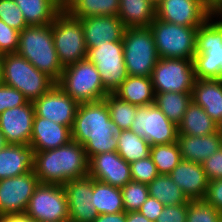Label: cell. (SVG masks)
<instances>
[{"mask_svg":"<svg viewBox=\"0 0 222 222\" xmlns=\"http://www.w3.org/2000/svg\"><path fill=\"white\" fill-rule=\"evenodd\" d=\"M116 133L104 100L79 103L71 135L73 141L83 145L88 159L96 154L117 151Z\"/></svg>","mask_w":222,"mask_h":222,"instance_id":"6da1fadb","label":"cell"},{"mask_svg":"<svg viewBox=\"0 0 222 222\" xmlns=\"http://www.w3.org/2000/svg\"><path fill=\"white\" fill-rule=\"evenodd\" d=\"M33 171L39 183L64 185L88 175L89 159L83 145L71 140L56 149L35 151Z\"/></svg>","mask_w":222,"mask_h":222,"instance_id":"7a4b0ae2","label":"cell"},{"mask_svg":"<svg viewBox=\"0 0 222 222\" xmlns=\"http://www.w3.org/2000/svg\"><path fill=\"white\" fill-rule=\"evenodd\" d=\"M17 53L57 82L63 72L53 42L52 26H27L19 34Z\"/></svg>","mask_w":222,"mask_h":222,"instance_id":"3957f363","label":"cell"},{"mask_svg":"<svg viewBox=\"0 0 222 222\" xmlns=\"http://www.w3.org/2000/svg\"><path fill=\"white\" fill-rule=\"evenodd\" d=\"M196 79H222V16H211L197 31Z\"/></svg>","mask_w":222,"mask_h":222,"instance_id":"277c9868","label":"cell"},{"mask_svg":"<svg viewBox=\"0 0 222 222\" xmlns=\"http://www.w3.org/2000/svg\"><path fill=\"white\" fill-rule=\"evenodd\" d=\"M3 83L20 91L33 102L56 82L18 53L2 55Z\"/></svg>","mask_w":222,"mask_h":222,"instance_id":"5b68a950","label":"cell"},{"mask_svg":"<svg viewBox=\"0 0 222 222\" xmlns=\"http://www.w3.org/2000/svg\"><path fill=\"white\" fill-rule=\"evenodd\" d=\"M56 84L78 103L101 101L108 94L95 64L87 57L64 68Z\"/></svg>","mask_w":222,"mask_h":222,"instance_id":"8992f818","label":"cell"},{"mask_svg":"<svg viewBox=\"0 0 222 222\" xmlns=\"http://www.w3.org/2000/svg\"><path fill=\"white\" fill-rule=\"evenodd\" d=\"M159 58L193 60L198 28L185 27L155 18L149 25Z\"/></svg>","mask_w":222,"mask_h":222,"instance_id":"52a82bcc","label":"cell"},{"mask_svg":"<svg viewBox=\"0 0 222 222\" xmlns=\"http://www.w3.org/2000/svg\"><path fill=\"white\" fill-rule=\"evenodd\" d=\"M51 26L54 47L63 69L87 57L84 30L79 18L61 10Z\"/></svg>","mask_w":222,"mask_h":222,"instance_id":"ba28073f","label":"cell"},{"mask_svg":"<svg viewBox=\"0 0 222 222\" xmlns=\"http://www.w3.org/2000/svg\"><path fill=\"white\" fill-rule=\"evenodd\" d=\"M122 42L128 75L151 77L159 57L149 27L126 28Z\"/></svg>","mask_w":222,"mask_h":222,"instance_id":"9c48e42d","label":"cell"},{"mask_svg":"<svg viewBox=\"0 0 222 222\" xmlns=\"http://www.w3.org/2000/svg\"><path fill=\"white\" fill-rule=\"evenodd\" d=\"M87 58L95 64L100 73L104 90L113 94L128 77L124 62L123 42L112 41L87 50Z\"/></svg>","mask_w":222,"mask_h":222,"instance_id":"30bf717a","label":"cell"},{"mask_svg":"<svg viewBox=\"0 0 222 222\" xmlns=\"http://www.w3.org/2000/svg\"><path fill=\"white\" fill-rule=\"evenodd\" d=\"M25 214L35 222H69L63 186L39 183L30 198Z\"/></svg>","mask_w":222,"mask_h":222,"instance_id":"8fae6325","label":"cell"},{"mask_svg":"<svg viewBox=\"0 0 222 222\" xmlns=\"http://www.w3.org/2000/svg\"><path fill=\"white\" fill-rule=\"evenodd\" d=\"M151 80L155 93L192 92L197 80L193 60L159 58Z\"/></svg>","mask_w":222,"mask_h":222,"instance_id":"7c38bea8","label":"cell"},{"mask_svg":"<svg viewBox=\"0 0 222 222\" xmlns=\"http://www.w3.org/2000/svg\"><path fill=\"white\" fill-rule=\"evenodd\" d=\"M130 130L146 139L150 146L177 142L178 126L155 104L137 106V113Z\"/></svg>","mask_w":222,"mask_h":222,"instance_id":"4fadbf2b","label":"cell"},{"mask_svg":"<svg viewBox=\"0 0 222 222\" xmlns=\"http://www.w3.org/2000/svg\"><path fill=\"white\" fill-rule=\"evenodd\" d=\"M32 170L26 174L0 180V216L23 214L37 185Z\"/></svg>","mask_w":222,"mask_h":222,"instance_id":"5bb4252c","label":"cell"},{"mask_svg":"<svg viewBox=\"0 0 222 222\" xmlns=\"http://www.w3.org/2000/svg\"><path fill=\"white\" fill-rule=\"evenodd\" d=\"M210 17L206 0H162L156 5V18L185 27L199 28Z\"/></svg>","mask_w":222,"mask_h":222,"instance_id":"9a60e30c","label":"cell"},{"mask_svg":"<svg viewBox=\"0 0 222 222\" xmlns=\"http://www.w3.org/2000/svg\"><path fill=\"white\" fill-rule=\"evenodd\" d=\"M33 105L35 116L72 128L79 103L55 84Z\"/></svg>","mask_w":222,"mask_h":222,"instance_id":"2e32d148","label":"cell"},{"mask_svg":"<svg viewBox=\"0 0 222 222\" xmlns=\"http://www.w3.org/2000/svg\"><path fill=\"white\" fill-rule=\"evenodd\" d=\"M62 186L67 198L69 222H93L99 215L92 204L93 177L72 179Z\"/></svg>","mask_w":222,"mask_h":222,"instance_id":"e0dca14e","label":"cell"},{"mask_svg":"<svg viewBox=\"0 0 222 222\" xmlns=\"http://www.w3.org/2000/svg\"><path fill=\"white\" fill-rule=\"evenodd\" d=\"M88 175L95 180L122 188L132 181L130 164L117 151L96 154L89 159Z\"/></svg>","mask_w":222,"mask_h":222,"instance_id":"ac0fdd59","label":"cell"},{"mask_svg":"<svg viewBox=\"0 0 222 222\" xmlns=\"http://www.w3.org/2000/svg\"><path fill=\"white\" fill-rule=\"evenodd\" d=\"M35 109L33 102L9 108L0 114V131L8 144L29 145Z\"/></svg>","mask_w":222,"mask_h":222,"instance_id":"d6986e66","label":"cell"},{"mask_svg":"<svg viewBox=\"0 0 222 222\" xmlns=\"http://www.w3.org/2000/svg\"><path fill=\"white\" fill-rule=\"evenodd\" d=\"M84 30L87 50L96 48L104 41L112 42L123 39L125 25L118 16H94L80 19Z\"/></svg>","mask_w":222,"mask_h":222,"instance_id":"ffe728a7","label":"cell"},{"mask_svg":"<svg viewBox=\"0 0 222 222\" xmlns=\"http://www.w3.org/2000/svg\"><path fill=\"white\" fill-rule=\"evenodd\" d=\"M169 176L189 200L205 198L209 180L201 163L182 159Z\"/></svg>","mask_w":222,"mask_h":222,"instance_id":"44dd1931","label":"cell"},{"mask_svg":"<svg viewBox=\"0 0 222 222\" xmlns=\"http://www.w3.org/2000/svg\"><path fill=\"white\" fill-rule=\"evenodd\" d=\"M72 140L71 128L48 119L34 116L29 145L35 151L56 149Z\"/></svg>","mask_w":222,"mask_h":222,"instance_id":"7402d4cb","label":"cell"},{"mask_svg":"<svg viewBox=\"0 0 222 222\" xmlns=\"http://www.w3.org/2000/svg\"><path fill=\"white\" fill-rule=\"evenodd\" d=\"M35 150L30 145L7 144L0 150V180L34 170Z\"/></svg>","mask_w":222,"mask_h":222,"instance_id":"603a6c76","label":"cell"},{"mask_svg":"<svg viewBox=\"0 0 222 222\" xmlns=\"http://www.w3.org/2000/svg\"><path fill=\"white\" fill-rule=\"evenodd\" d=\"M177 143L183 160L202 163L222 147V137L218 132L206 136L178 134Z\"/></svg>","mask_w":222,"mask_h":222,"instance_id":"cb8c5ba5","label":"cell"},{"mask_svg":"<svg viewBox=\"0 0 222 222\" xmlns=\"http://www.w3.org/2000/svg\"><path fill=\"white\" fill-rule=\"evenodd\" d=\"M192 101L218 124L222 120V79H197L192 88Z\"/></svg>","mask_w":222,"mask_h":222,"instance_id":"d4e9b609","label":"cell"},{"mask_svg":"<svg viewBox=\"0 0 222 222\" xmlns=\"http://www.w3.org/2000/svg\"><path fill=\"white\" fill-rule=\"evenodd\" d=\"M113 94L139 107L152 105L155 101L151 77L128 75Z\"/></svg>","mask_w":222,"mask_h":222,"instance_id":"484cf974","label":"cell"},{"mask_svg":"<svg viewBox=\"0 0 222 222\" xmlns=\"http://www.w3.org/2000/svg\"><path fill=\"white\" fill-rule=\"evenodd\" d=\"M118 17L126 28H148L156 18L151 0H120Z\"/></svg>","mask_w":222,"mask_h":222,"instance_id":"4316f807","label":"cell"},{"mask_svg":"<svg viewBox=\"0 0 222 222\" xmlns=\"http://www.w3.org/2000/svg\"><path fill=\"white\" fill-rule=\"evenodd\" d=\"M216 132H218L217 123L201 106L191 101L182 121L178 124V134L206 136Z\"/></svg>","mask_w":222,"mask_h":222,"instance_id":"83f0119b","label":"cell"},{"mask_svg":"<svg viewBox=\"0 0 222 222\" xmlns=\"http://www.w3.org/2000/svg\"><path fill=\"white\" fill-rule=\"evenodd\" d=\"M28 26L52 24L61 11L56 0H14Z\"/></svg>","mask_w":222,"mask_h":222,"instance_id":"f1b7e54d","label":"cell"},{"mask_svg":"<svg viewBox=\"0 0 222 222\" xmlns=\"http://www.w3.org/2000/svg\"><path fill=\"white\" fill-rule=\"evenodd\" d=\"M92 204L98 214L122 212L124 204L121 188L97 181L93 178Z\"/></svg>","mask_w":222,"mask_h":222,"instance_id":"f546056e","label":"cell"},{"mask_svg":"<svg viewBox=\"0 0 222 222\" xmlns=\"http://www.w3.org/2000/svg\"><path fill=\"white\" fill-rule=\"evenodd\" d=\"M191 101L192 92H165L155 93L154 104L178 126Z\"/></svg>","mask_w":222,"mask_h":222,"instance_id":"4dcf8cb0","label":"cell"},{"mask_svg":"<svg viewBox=\"0 0 222 222\" xmlns=\"http://www.w3.org/2000/svg\"><path fill=\"white\" fill-rule=\"evenodd\" d=\"M118 139L117 153L129 164L150 156V144L132 130L116 133Z\"/></svg>","mask_w":222,"mask_h":222,"instance_id":"1f68e13d","label":"cell"},{"mask_svg":"<svg viewBox=\"0 0 222 222\" xmlns=\"http://www.w3.org/2000/svg\"><path fill=\"white\" fill-rule=\"evenodd\" d=\"M148 191L165 206L188 204L190 201L169 175L159 174L148 184Z\"/></svg>","mask_w":222,"mask_h":222,"instance_id":"d6a6232c","label":"cell"},{"mask_svg":"<svg viewBox=\"0 0 222 222\" xmlns=\"http://www.w3.org/2000/svg\"><path fill=\"white\" fill-rule=\"evenodd\" d=\"M120 0H76L67 11L76 18L118 16Z\"/></svg>","mask_w":222,"mask_h":222,"instance_id":"836d02e7","label":"cell"},{"mask_svg":"<svg viewBox=\"0 0 222 222\" xmlns=\"http://www.w3.org/2000/svg\"><path fill=\"white\" fill-rule=\"evenodd\" d=\"M109 109L110 119L118 131L130 130L137 113V106L119 99L114 94H107L104 99Z\"/></svg>","mask_w":222,"mask_h":222,"instance_id":"e575fe53","label":"cell"},{"mask_svg":"<svg viewBox=\"0 0 222 222\" xmlns=\"http://www.w3.org/2000/svg\"><path fill=\"white\" fill-rule=\"evenodd\" d=\"M150 156L158 173L164 175H169L182 160L177 142L150 146Z\"/></svg>","mask_w":222,"mask_h":222,"instance_id":"d590c367","label":"cell"},{"mask_svg":"<svg viewBox=\"0 0 222 222\" xmlns=\"http://www.w3.org/2000/svg\"><path fill=\"white\" fill-rule=\"evenodd\" d=\"M125 212L138 211L149 197L148 185L130 181L121 188Z\"/></svg>","mask_w":222,"mask_h":222,"instance_id":"8d00e7d4","label":"cell"},{"mask_svg":"<svg viewBox=\"0 0 222 222\" xmlns=\"http://www.w3.org/2000/svg\"><path fill=\"white\" fill-rule=\"evenodd\" d=\"M222 214L204 199L190 200L186 222H220Z\"/></svg>","mask_w":222,"mask_h":222,"instance_id":"74e56055","label":"cell"},{"mask_svg":"<svg viewBox=\"0 0 222 222\" xmlns=\"http://www.w3.org/2000/svg\"><path fill=\"white\" fill-rule=\"evenodd\" d=\"M0 20L19 32L28 26L14 0H0Z\"/></svg>","mask_w":222,"mask_h":222,"instance_id":"f35d334b","label":"cell"},{"mask_svg":"<svg viewBox=\"0 0 222 222\" xmlns=\"http://www.w3.org/2000/svg\"><path fill=\"white\" fill-rule=\"evenodd\" d=\"M130 172L132 181L147 185L159 175L151 156L132 162Z\"/></svg>","mask_w":222,"mask_h":222,"instance_id":"ab89813d","label":"cell"},{"mask_svg":"<svg viewBox=\"0 0 222 222\" xmlns=\"http://www.w3.org/2000/svg\"><path fill=\"white\" fill-rule=\"evenodd\" d=\"M19 31L0 20V54L17 53L19 48Z\"/></svg>","mask_w":222,"mask_h":222,"instance_id":"60d3db41","label":"cell"},{"mask_svg":"<svg viewBox=\"0 0 222 222\" xmlns=\"http://www.w3.org/2000/svg\"><path fill=\"white\" fill-rule=\"evenodd\" d=\"M28 99L17 89L0 84V114L9 109L27 104Z\"/></svg>","mask_w":222,"mask_h":222,"instance_id":"b9f144b4","label":"cell"},{"mask_svg":"<svg viewBox=\"0 0 222 222\" xmlns=\"http://www.w3.org/2000/svg\"><path fill=\"white\" fill-rule=\"evenodd\" d=\"M201 164L209 181L222 179V147Z\"/></svg>","mask_w":222,"mask_h":222,"instance_id":"7bdbcfd3","label":"cell"},{"mask_svg":"<svg viewBox=\"0 0 222 222\" xmlns=\"http://www.w3.org/2000/svg\"><path fill=\"white\" fill-rule=\"evenodd\" d=\"M187 204L165 206L155 222H186Z\"/></svg>","mask_w":222,"mask_h":222,"instance_id":"ee69618b","label":"cell"},{"mask_svg":"<svg viewBox=\"0 0 222 222\" xmlns=\"http://www.w3.org/2000/svg\"><path fill=\"white\" fill-rule=\"evenodd\" d=\"M204 200L222 214V179L209 181Z\"/></svg>","mask_w":222,"mask_h":222,"instance_id":"f6af8a7d","label":"cell"},{"mask_svg":"<svg viewBox=\"0 0 222 222\" xmlns=\"http://www.w3.org/2000/svg\"><path fill=\"white\" fill-rule=\"evenodd\" d=\"M164 207L165 205L163 203L149 195L138 211L147 219L155 222L163 211Z\"/></svg>","mask_w":222,"mask_h":222,"instance_id":"bcb514c9","label":"cell"},{"mask_svg":"<svg viewBox=\"0 0 222 222\" xmlns=\"http://www.w3.org/2000/svg\"><path fill=\"white\" fill-rule=\"evenodd\" d=\"M93 222H126V212L99 214Z\"/></svg>","mask_w":222,"mask_h":222,"instance_id":"7dc6e473","label":"cell"},{"mask_svg":"<svg viewBox=\"0 0 222 222\" xmlns=\"http://www.w3.org/2000/svg\"><path fill=\"white\" fill-rule=\"evenodd\" d=\"M206 7L211 16H222V0H206Z\"/></svg>","mask_w":222,"mask_h":222,"instance_id":"c3c4849f","label":"cell"},{"mask_svg":"<svg viewBox=\"0 0 222 222\" xmlns=\"http://www.w3.org/2000/svg\"><path fill=\"white\" fill-rule=\"evenodd\" d=\"M0 222H35L32 218L27 216L25 213L9 215V216H0Z\"/></svg>","mask_w":222,"mask_h":222,"instance_id":"681fc988","label":"cell"},{"mask_svg":"<svg viewBox=\"0 0 222 222\" xmlns=\"http://www.w3.org/2000/svg\"><path fill=\"white\" fill-rule=\"evenodd\" d=\"M126 222H153L147 219L139 211L126 212Z\"/></svg>","mask_w":222,"mask_h":222,"instance_id":"f907efd6","label":"cell"},{"mask_svg":"<svg viewBox=\"0 0 222 222\" xmlns=\"http://www.w3.org/2000/svg\"><path fill=\"white\" fill-rule=\"evenodd\" d=\"M60 10H67L76 0H56Z\"/></svg>","mask_w":222,"mask_h":222,"instance_id":"816d5d0a","label":"cell"},{"mask_svg":"<svg viewBox=\"0 0 222 222\" xmlns=\"http://www.w3.org/2000/svg\"><path fill=\"white\" fill-rule=\"evenodd\" d=\"M8 143L5 140V137L3 136V134L0 131V150L2 148H4Z\"/></svg>","mask_w":222,"mask_h":222,"instance_id":"f5cc1de1","label":"cell"},{"mask_svg":"<svg viewBox=\"0 0 222 222\" xmlns=\"http://www.w3.org/2000/svg\"><path fill=\"white\" fill-rule=\"evenodd\" d=\"M3 83L2 55L0 54V84Z\"/></svg>","mask_w":222,"mask_h":222,"instance_id":"db71d44e","label":"cell"},{"mask_svg":"<svg viewBox=\"0 0 222 222\" xmlns=\"http://www.w3.org/2000/svg\"><path fill=\"white\" fill-rule=\"evenodd\" d=\"M218 126V133L221 135L222 137V120L217 124Z\"/></svg>","mask_w":222,"mask_h":222,"instance_id":"11a10c76","label":"cell"},{"mask_svg":"<svg viewBox=\"0 0 222 222\" xmlns=\"http://www.w3.org/2000/svg\"><path fill=\"white\" fill-rule=\"evenodd\" d=\"M155 5H158L162 0H151Z\"/></svg>","mask_w":222,"mask_h":222,"instance_id":"9f6ffc18","label":"cell"}]
</instances>
